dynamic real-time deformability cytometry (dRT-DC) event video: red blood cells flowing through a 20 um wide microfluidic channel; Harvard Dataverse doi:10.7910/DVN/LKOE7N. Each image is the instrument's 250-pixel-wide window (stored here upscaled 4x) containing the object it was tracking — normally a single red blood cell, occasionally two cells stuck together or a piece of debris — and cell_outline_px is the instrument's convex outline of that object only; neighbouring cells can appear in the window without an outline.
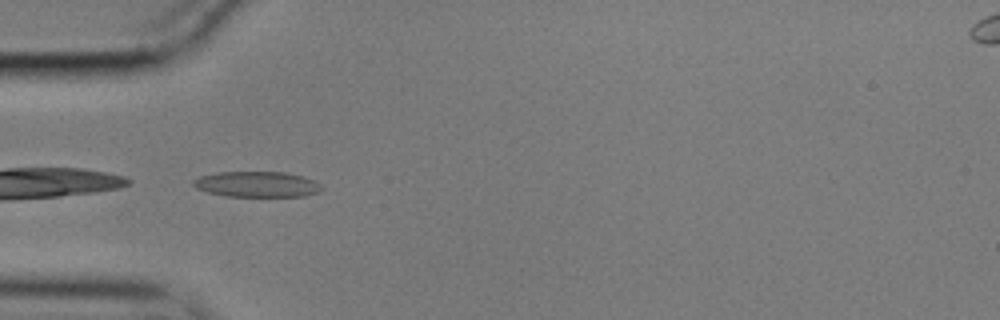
{"species": "common noctule bat (a hibernating species)", "species_latin": "Nyctalus noctula", "temperature_condition": "cold", "stored_images_in_passage": 38, "camera_frame_rate_fps": 3000, "um_per_image_px": 0.085, "animal": {"sex": "male", "body_mass_g": 17.9}, "frame": {"image": 1, "passage_image": 1, "time_ms": 0.0, "image_size_px": [1000, 320], "cell_outline_px": [[324, 188], [316, 192], [304, 196], [228, 196], [208, 192], [196, 188], [192, 184], [192, 180], [200, 176], [216, 172], [288, 172], [304, 176], [316, 180]], "centroid_in_image_um": [21.86, 15.65], "position_along_channel_um": 63.1, "area_um2": 19.25}}
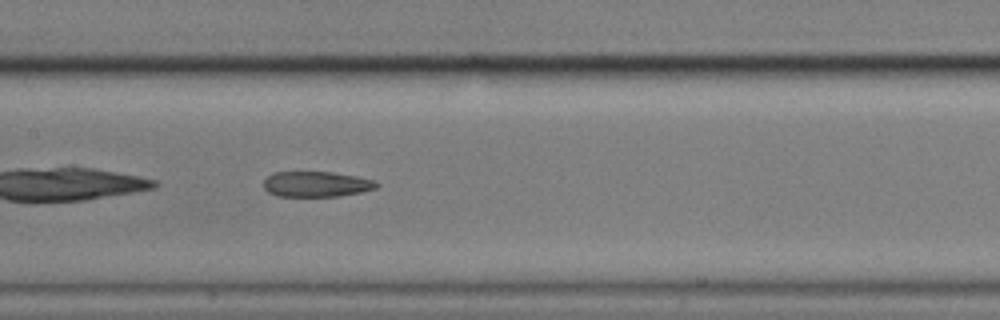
{"frame": {"image": 2, "passage_image": 11, "time_ms": 3.333, "image_size_px": [1000, 320], "cell_outline_px": [[380, 184], [376, 188], [360, 192], [340, 196], [276, 196], [268, 192], [264, 188], [264, 180], [272, 172], [332, 172], [356, 176], [376, 180]], "centroid_in_image_um": [26.9, 15.65], "position_along_channel_um": 180.5, "area_um2": 16.82}}
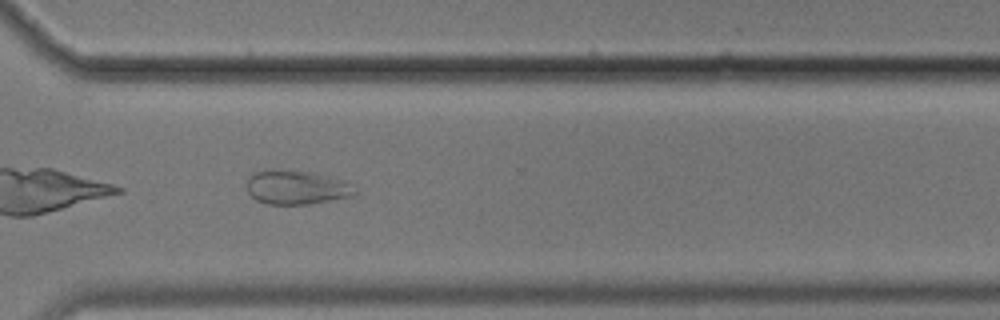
{"frame": {"image": 3, "passage_image": 25, "time_ms": 8.0, "image_size_px": [1000, 320], "cell_outline_px": [[356, 192], [352, 196], [308, 204], [268, 204], [256, 200], [248, 192], [248, 176], [256, 172], [272, 168], [304, 172], [336, 180], [344, 184]], "centroid_in_image_um": [25.04, 15.94], "position_along_channel_um": 345.6, "area_um2": 20.46}, "authors_computed_cell_mechanics": {"area_um2": 19.1896, "velocity_mm_per_s": 3.5458, "shape_relaxation_time_tau1_ms": null, "shape_relaxation_time_tau2_ms": 3.1846, "deformation_change_tau1": null, "deformation_change_tau2": 0.0979}}